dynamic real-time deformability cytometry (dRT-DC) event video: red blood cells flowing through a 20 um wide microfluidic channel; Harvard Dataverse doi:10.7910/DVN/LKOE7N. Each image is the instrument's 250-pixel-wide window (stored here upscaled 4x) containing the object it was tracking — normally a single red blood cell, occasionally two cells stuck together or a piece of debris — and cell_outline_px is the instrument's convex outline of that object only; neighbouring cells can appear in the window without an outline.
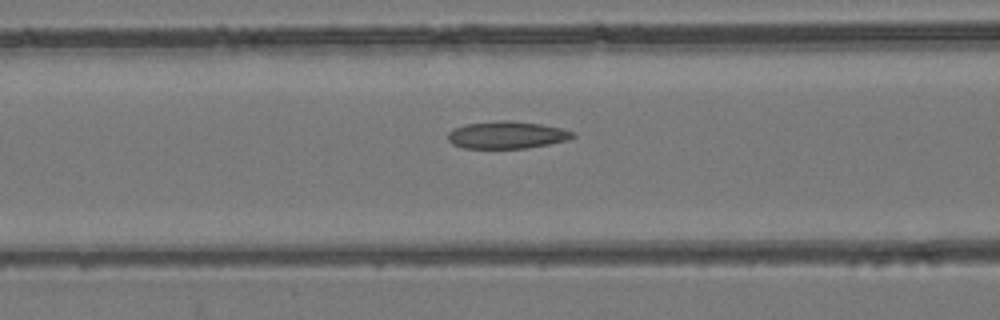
{"species": "common noctule bat (a hibernating species)", "species_latin": "Nyctalus noctula", "temperature_condition": "room temperature", "stored_images_in_passage": 42, "camera_frame_rate_fps": 3000, "um_per_image_px": 0.085, "animal": {"sex": "female", "body_mass_g": 24.6, "forearm_length_mm": 56.2}, "frame": {"image": 1, "passage_image": 19, "time_ms": 6.0, "image_size_px": [1000, 320], "cell_outline_px": [[576, 136], [568, 140], [548, 144], [524, 148], [464, 148], [452, 144], [448, 140], [448, 132], [452, 128], [464, 124], [500, 120], [508, 120], [540, 124], [560, 128], [576, 132]], "centroid_in_image_um": [43.06, 11.46], "position_along_channel_um": 123.5, "area_um2": 19.94}}
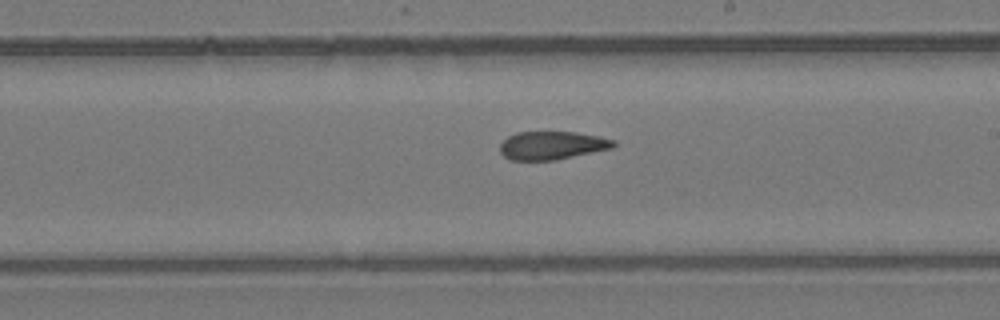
{"frame": {"image": 2, "passage_image": 28, "time_ms": 9.0, "image_size_px": [1000, 320], "cell_outline_px": [[616, 144], [612, 148], [556, 160], [508, 160], [500, 152], [500, 144], [508, 136], [516, 132], [576, 132], [600, 136], [616, 140]], "centroid_in_image_um": [46.92, 12.36], "position_along_channel_um": 242.1, "area_um2": 18.79}}
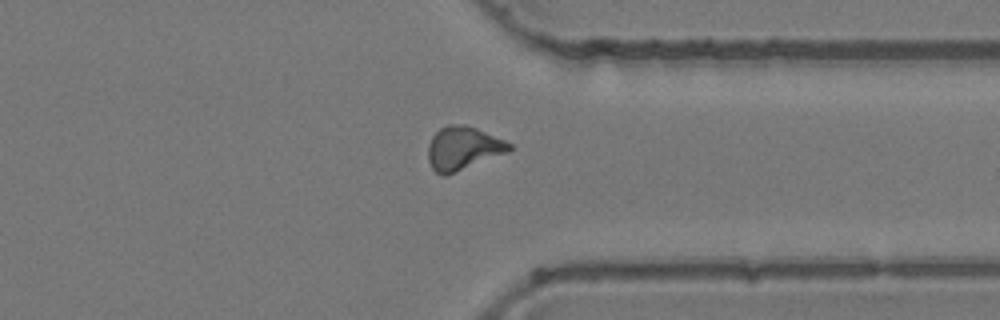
{"frame": {"image": 3, "passage_image": 38, "time_ms": 12.333, "image_size_px": [1000, 320], "cell_outline_px": [[512, 148], [508, 152], [444, 176], [440, 176], [432, 168], [428, 160], [428, 144], [432, 136], [440, 128], [448, 124], [464, 124], [476, 128], [504, 140], [512, 144]], "centroid_in_image_um": [39.33, 12.59], "position_along_channel_um": 372.1, "area_um2": 20.4}}